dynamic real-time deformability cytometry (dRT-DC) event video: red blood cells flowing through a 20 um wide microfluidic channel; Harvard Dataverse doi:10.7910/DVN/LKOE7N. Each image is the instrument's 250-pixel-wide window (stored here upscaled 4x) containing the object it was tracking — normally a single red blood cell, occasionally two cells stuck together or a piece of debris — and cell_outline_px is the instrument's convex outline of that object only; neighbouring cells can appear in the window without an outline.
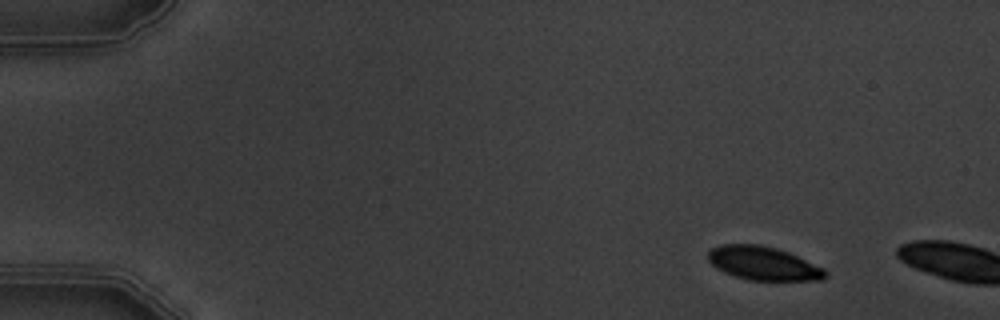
{"species": "common noctule bat (a hibernating species)", "species_latin": "Nyctalus noctula", "temperature_condition": "warm", "stored_images_in_passage": 2, "camera_frame_rate_fps": 3000, "um_per_image_px": 0.085, "animal": {"sex": "male", "body_mass_g": 19.5, "forearm_length_mm": 54.6}, "frame": {"image": 1, "passage_image": 1, "time_ms": 0.0, "image_size_px": [1000, 320], "cell_outline_px": [[828, 276], [824, 280], [748, 280], [724, 272], [716, 268], [708, 260], [708, 252], [712, 248], [724, 244], [760, 244], [776, 248], [788, 252], [824, 268], [828, 272]], "centroid_in_image_um": [64.9, 22.39], "position_along_channel_um": 20.1, "area_um2": 22.95}}